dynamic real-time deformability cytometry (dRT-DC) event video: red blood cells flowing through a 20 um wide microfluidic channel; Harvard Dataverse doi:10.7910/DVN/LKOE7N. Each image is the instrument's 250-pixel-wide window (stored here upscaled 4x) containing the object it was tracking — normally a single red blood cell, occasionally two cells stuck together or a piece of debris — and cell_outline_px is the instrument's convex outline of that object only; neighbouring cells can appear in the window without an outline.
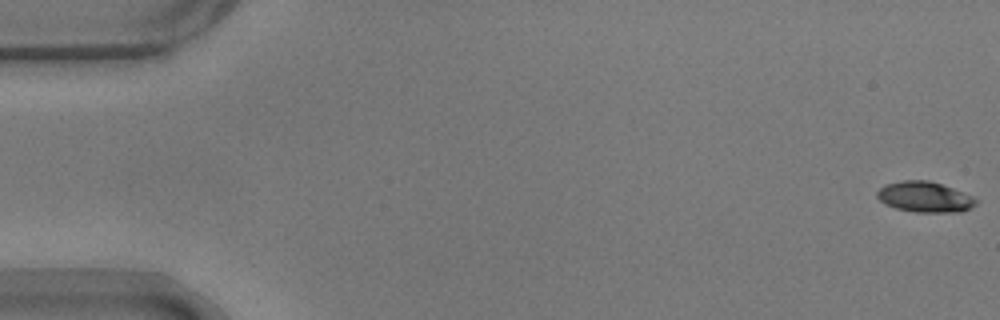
{"species": "common noctule bat (a hibernating species)", "species_latin": "Nyctalus noctula", "temperature_condition": "warm", "stored_images_in_passage": 55, "camera_frame_rate_fps": 3000, "um_per_image_px": 0.085, "animal": {"sex": "male", "body_mass_g": 17.9}, "frame": {"image": 1, "passage_image": 1, "time_ms": 0.0, "image_size_px": [1000, 320], "cell_outline_px": [[976, 204], [960, 212], [916, 212], [896, 208], [884, 204], [876, 196], [876, 192], [884, 184], [904, 180], [928, 180], [952, 188], [972, 196], [976, 200]], "centroid_in_image_um": [78.55, 16.74], "position_along_channel_um": 6.4, "area_um2": 17.46}}
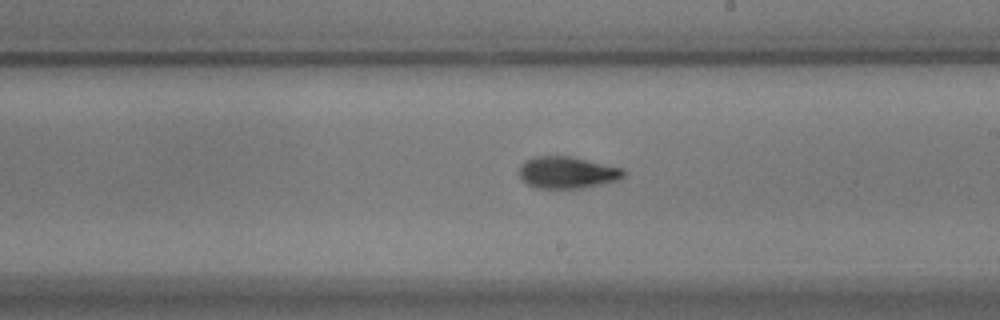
{"frame": {"image": 2, "passage_image": 32, "time_ms": 10.333, "image_size_px": [1000, 320], "cell_outline_px": [[628, 172], [620, 180], [584, 188], [536, 188], [520, 180], [520, 164], [524, 160], [532, 156], [568, 156], [624, 168]], "centroid_in_image_um": [48.23, 14.66], "position_along_channel_um": 240.8, "area_um2": 19.65}}
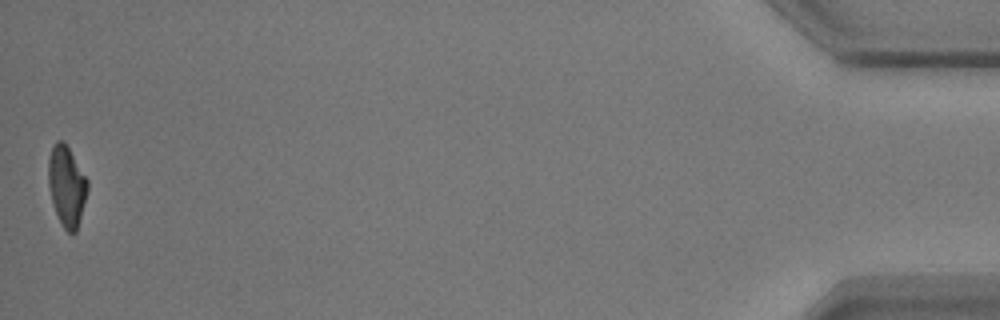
{"frame": {"image": 3, "passage_image": 55, "time_ms": 18.0, "image_size_px": [1000, 320], "cell_outline_px": [[88, 192], [76, 232], [72, 236], [64, 228], [56, 212], [52, 200], [48, 184], [48, 160], [52, 148], [56, 140], [64, 140], [88, 180]], "centroid_in_image_um": [5.68, 15.8], "position_along_channel_um": 429.5, "area_um2": 18.32}, "authors_computed_cell_mechanics": {"area_um2": 18.6694, "velocity_mm_per_s": 3.691, "shape_relaxation_time_tau1_ms": 3.9504, "shape_relaxation_time_tau2_ms": 2.2478, "deformation_change_tau1": 0.1565, "deformation_change_tau2": 0.0903}}